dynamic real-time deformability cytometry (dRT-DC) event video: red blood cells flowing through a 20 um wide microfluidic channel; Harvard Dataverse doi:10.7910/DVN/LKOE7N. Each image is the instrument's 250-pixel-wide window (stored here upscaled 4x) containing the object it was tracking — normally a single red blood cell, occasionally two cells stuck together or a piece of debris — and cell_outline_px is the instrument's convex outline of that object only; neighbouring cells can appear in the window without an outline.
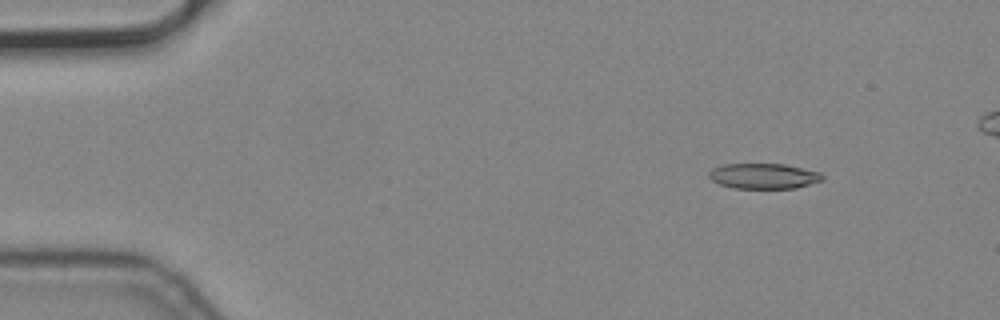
{"species": "common noctule bat (a hibernating species)", "species_latin": "Nyctalus noctula", "temperature_condition": "cold", "stored_images_in_passage": 4, "camera_frame_rate_fps": 3000, "um_per_image_px": 0.085, "animal": {"sex": "male", "body_mass_g": 19.2, "forearm_length_mm": 51.8}, "frame": {"image": 1, "passage_image": 1, "time_ms": 0.0, "image_size_px": [1000, 320], "cell_outline_px": [[824, 180], [796, 188], [732, 188], [720, 184], [712, 180], [708, 176], [708, 172], [712, 168], [720, 164], [784, 164], [820, 172], [824, 176]], "centroid_in_image_um": [64.9, 14.96], "position_along_channel_um": 20.1, "area_um2": 16.88}}